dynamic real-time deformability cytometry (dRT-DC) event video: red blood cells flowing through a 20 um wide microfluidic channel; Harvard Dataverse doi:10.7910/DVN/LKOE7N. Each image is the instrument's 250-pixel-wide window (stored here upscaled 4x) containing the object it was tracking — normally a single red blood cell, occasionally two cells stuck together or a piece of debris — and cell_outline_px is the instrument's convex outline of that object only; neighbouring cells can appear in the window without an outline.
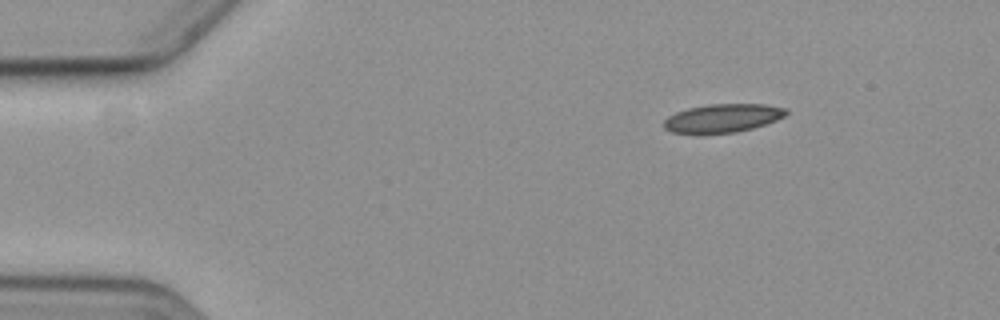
{"species": "common noctule bat (a hibernating species)", "species_latin": "Nyctalus noctula", "temperature_condition": "cold", "stored_images_in_passage": 5, "camera_frame_rate_fps": 3000, "um_per_image_px": 0.085, "animal": {"sex": "female", "body_mass_g": 19.3, "forearm_length_mm": 54.1}, "frame": {"image": 1, "passage_image": 1, "time_ms": 0.0, "image_size_px": [1000, 320], "cell_outline_px": [[788, 112], [784, 116], [776, 120], [752, 128], [732, 132], [672, 132], [664, 128], [664, 120], [668, 116], [676, 112], [688, 108], [708, 104], [764, 104], [788, 108]], "centroid_in_image_um": [61.45, 10.01], "position_along_channel_um": 23.5, "area_um2": 19.83}}
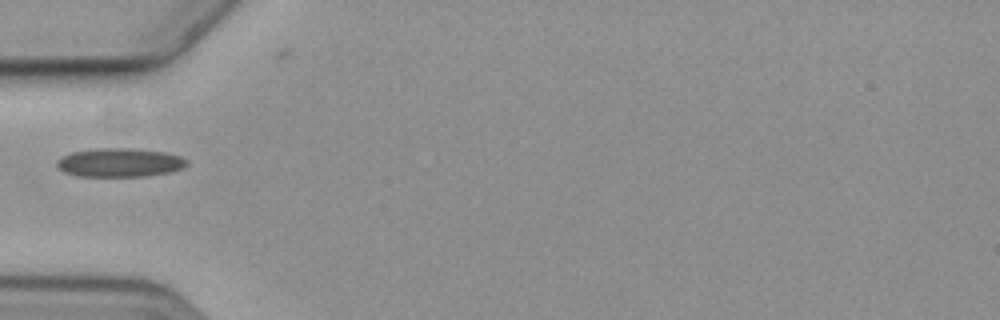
{"frame": {"image": 2, "passage_image": 4, "time_ms": 3.667, "image_size_px": [1000, 320], "cell_outline_px": [[188, 164], [184, 168], [168, 172], [148, 176], [76, 176], [64, 172], [56, 168], [56, 160], [72, 152], [96, 148], [132, 148], [164, 152], [180, 156], [188, 160]], "centroid_in_image_um": [10.16, 13.82], "position_along_channel_um": 74.8, "area_um2": 21.91}}
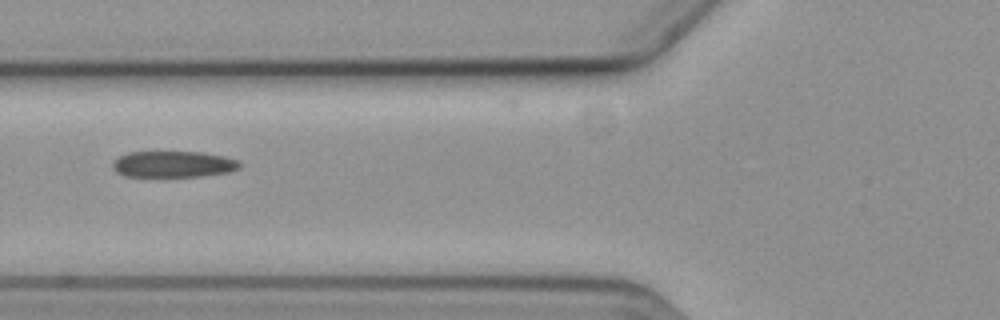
{"frame": {"image": 3, "passage_image": 5, "time_ms": 4.667, "image_size_px": [1000, 320], "cell_outline_px": [[240, 168], [228, 172], [200, 176], [124, 176], [116, 172], [112, 168], [112, 164], [120, 156], [128, 152], [204, 152], [224, 156], [240, 160]], "centroid_in_image_um": [14.75, 13.95], "position_along_channel_um": 111.0, "area_um2": 19.42}}